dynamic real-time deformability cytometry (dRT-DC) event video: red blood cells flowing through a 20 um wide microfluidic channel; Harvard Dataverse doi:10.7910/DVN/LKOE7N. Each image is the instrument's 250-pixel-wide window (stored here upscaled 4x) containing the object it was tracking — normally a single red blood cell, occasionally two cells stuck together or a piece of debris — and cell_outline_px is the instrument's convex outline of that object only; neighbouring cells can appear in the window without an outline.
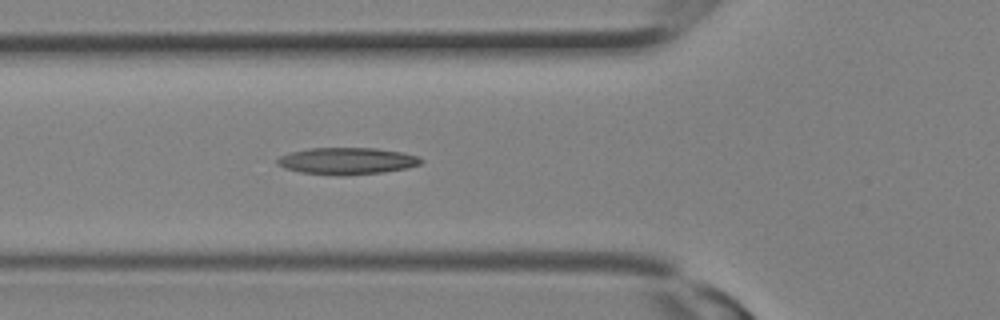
{"species": "Egyptian fruit bat (a non-hibernating species)", "species_latin": "Rousettus aegyptiacus", "temperature_condition": "room temperature", "stored_images_in_passage": 9, "camera_frame_rate_fps": 3000, "um_per_image_px": 0.085, "animal": {"sex": "female"}, "frame": {"image": 1, "passage_image": 9, "time_ms": 2.667, "image_size_px": [1000, 320], "cell_outline_px": [[424, 160], [420, 164], [408, 168], [384, 172], [340, 176], [300, 172], [284, 168], [276, 164], [276, 160], [280, 156], [288, 152], [308, 148], [376, 148], [404, 152], [420, 156]], "centroid_in_image_um": [29.5, 13.68], "position_along_channel_um": 96.3, "area_um2": 22.83}}